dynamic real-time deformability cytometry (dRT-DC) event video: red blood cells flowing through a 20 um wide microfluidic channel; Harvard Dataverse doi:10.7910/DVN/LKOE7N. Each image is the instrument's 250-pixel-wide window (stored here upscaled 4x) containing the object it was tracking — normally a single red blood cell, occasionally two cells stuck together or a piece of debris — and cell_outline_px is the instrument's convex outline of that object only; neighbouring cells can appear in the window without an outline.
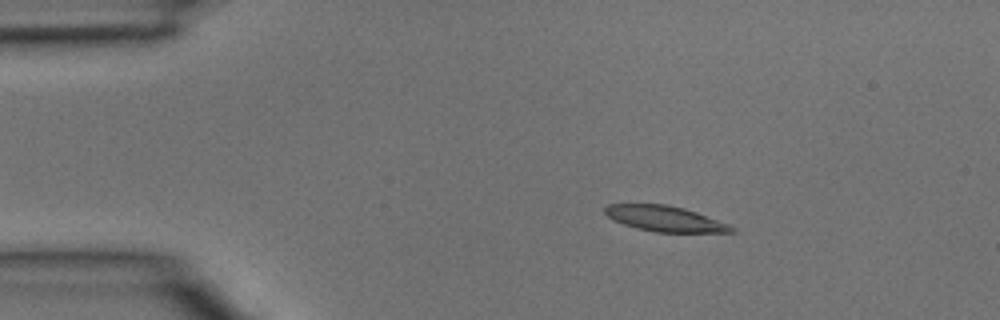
{"species": "common noctule bat (a hibernating species)", "species_latin": "Nyctalus noctula", "temperature_condition": "room temperature", "stored_images_in_passage": 2, "camera_frame_rate_fps": 3000, "um_per_image_px": 0.085, "animal": {"sex": "male", "body_mass_g": 15.6}, "frame": {"image": 1, "passage_image": 1, "time_ms": 0.0, "image_size_px": [1000, 320], "cell_outline_px": [[736, 232], [656, 232], [636, 228], [612, 220], [604, 212], [604, 208], [608, 204], [668, 204], [684, 208], [696, 212], [728, 224], [736, 228]], "centroid_in_image_um": [56.5, 18.58], "position_along_channel_um": 28.5, "area_um2": 18.79}}